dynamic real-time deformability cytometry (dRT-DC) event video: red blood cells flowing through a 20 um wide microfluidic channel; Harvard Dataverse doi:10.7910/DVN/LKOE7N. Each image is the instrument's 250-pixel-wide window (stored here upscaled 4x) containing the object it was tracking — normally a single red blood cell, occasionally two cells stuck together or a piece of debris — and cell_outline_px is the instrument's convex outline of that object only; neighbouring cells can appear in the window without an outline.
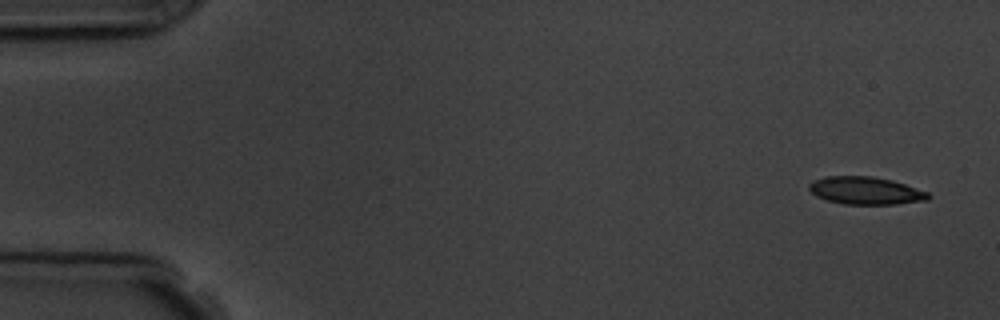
{"species": "common noctule bat (a hibernating species)", "species_latin": "Nyctalus noctula", "temperature_condition": "room temperature", "stored_images_in_passage": 5, "camera_frame_rate_fps": 3000, "um_per_image_px": 0.085, "animal": {"sex": "male", "body_mass_g": 19.5, "forearm_length_mm": 54.6}, "frame": {"image": 1, "passage_image": 1, "time_ms": 0.0, "image_size_px": [1000, 320], "cell_outline_px": [[932, 196], [928, 200], [896, 204], [844, 204], [828, 200], [816, 196], [808, 188], [808, 184], [812, 180], [824, 176], [872, 176], [892, 180], [928, 192]], "centroid_in_image_um": [73.56, 16.2], "position_along_channel_um": 11.4, "area_um2": 19.25}}
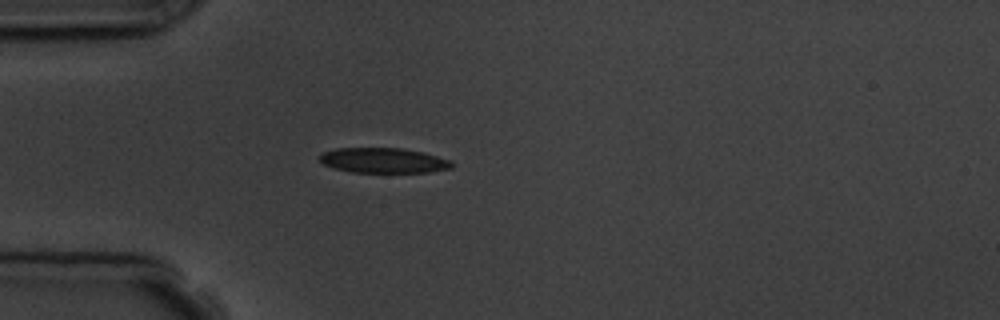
{"frame": {"image": 2, "passage_image": 5, "time_ms": 4.333, "image_size_px": [1000, 320], "cell_outline_px": [[452, 168], [428, 172], [352, 172], [332, 168], [324, 164], [320, 160], [320, 152], [336, 148], [400, 148], [420, 152], [436, 156], [448, 160], [452, 164]], "centroid_in_image_um": [32.52, 13.63], "position_along_channel_um": 52.5, "area_um2": 19.13}}